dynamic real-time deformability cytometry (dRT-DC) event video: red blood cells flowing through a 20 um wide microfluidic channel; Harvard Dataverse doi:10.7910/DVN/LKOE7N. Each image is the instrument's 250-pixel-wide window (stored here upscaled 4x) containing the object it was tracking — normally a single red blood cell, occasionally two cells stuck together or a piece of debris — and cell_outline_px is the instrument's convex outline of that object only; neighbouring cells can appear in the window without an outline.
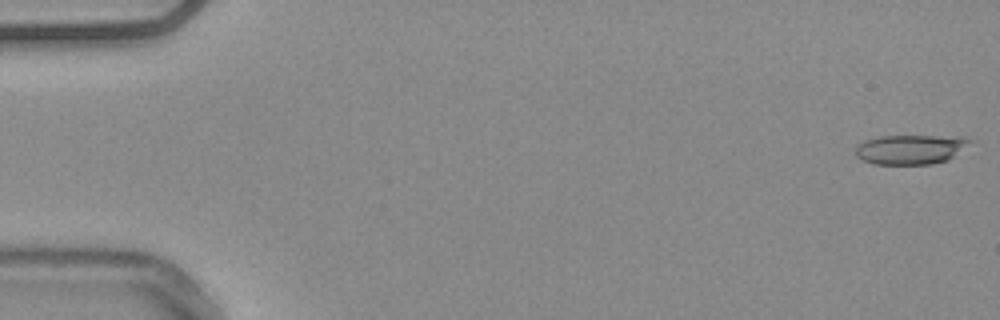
{"species": "common noctule bat (a hibernating species)", "species_latin": "Nyctalus noctula", "temperature_condition": "warm", "stored_images_in_passage": 54, "camera_frame_rate_fps": 3000, "um_per_image_px": 0.085, "animal": {"sex": "male", "body_mass_g": 20.4}, "frame": {"image": 1, "passage_image": 1, "time_ms": 0.0, "image_size_px": [1000, 320], "cell_outline_px": [[976, 140], [948, 160], [932, 164], [872, 164], [856, 156], [856, 144], [864, 140], [880, 136], [968, 136]], "centroid_in_image_um": [77.45, 12.68], "position_along_channel_um": 7.6, "area_um2": 20.06}}
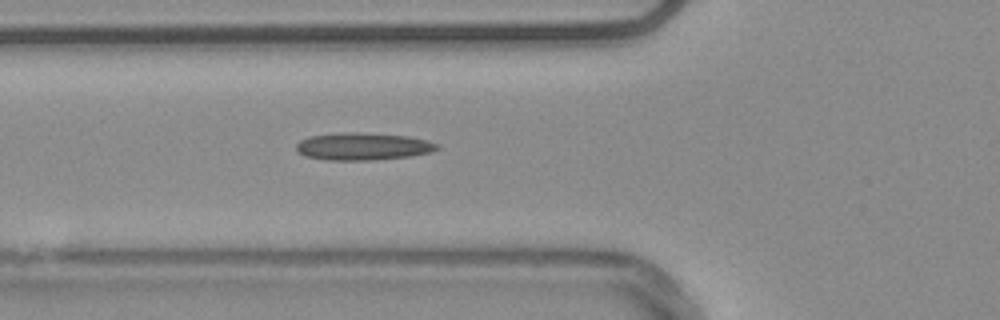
{"frame": {"image": 2, "passage_image": 20, "time_ms": 6.333, "image_size_px": [1000, 320], "cell_outline_px": [[440, 148], [432, 152], [412, 156], [372, 160], [324, 160], [304, 156], [296, 152], [296, 144], [300, 140], [312, 136], [340, 132], [360, 132], [408, 136], [428, 140], [440, 144]], "centroid_in_image_um": [30.87, 12.45], "position_along_channel_um": 94.9, "area_um2": 22.83}}
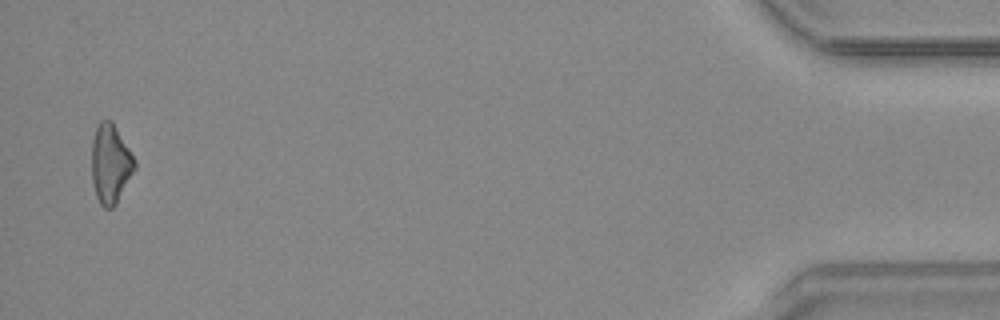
{"frame": {"image": 3, "passage_image": 53, "time_ms": 17.333, "image_size_px": [1000, 320], "cell_outline_px": [[136, 168], [116, 204], [112, 208], [104, 208], [100, 204], [96, 196], [92, 180], [92, 140], [96, 124], [100, 120], [112, 120], [128, 148], [136, 164]], "centroid_in_image_um": [9.37, 13.92], "position_along_channel_um": 425.8, "area_um2": 19.77}, "authors_computed_cell_mechanics": {"area_um2": 20.2878, "velocity_mm_per_s": 3.7955, "shape_relaxation_time_tau1_ms": null, "shape_relaxation_time_tau2_ms": 9.6318, "deformation_change_tau1": null, "deformation_change_tau2": 0.259}}